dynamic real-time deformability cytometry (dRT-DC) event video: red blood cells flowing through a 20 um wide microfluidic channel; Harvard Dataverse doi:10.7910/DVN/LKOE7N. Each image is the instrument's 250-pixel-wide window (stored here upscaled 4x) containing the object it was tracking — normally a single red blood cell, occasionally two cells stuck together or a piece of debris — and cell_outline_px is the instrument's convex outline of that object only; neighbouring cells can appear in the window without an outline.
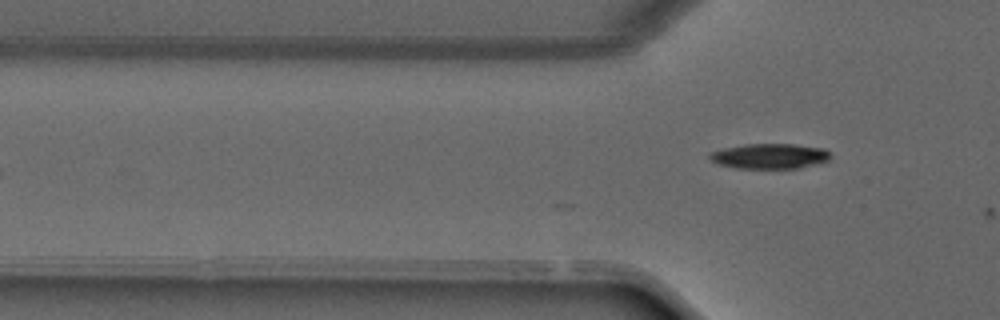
{"species": "common noctule bat (a hibernating species)", "species_latin": "Nyctalus noctula", "temperature_condition": "warm", "stored_images_in_passage": 7, "camera_frame_rate_fps": 3000, "um_per_image_px": 0.085, "animal": {"sex": "male", "forearm_length_mm": 52.5}, "frame": {"image": 1, "passage_image": 7, "time_ms": 2.0, "image_size_px": [1000, 320], "cell_outline_px": [[832, 156], [828, 160], [796, 168], [736, 168], [716, 164], [708, 156], [712, 152], [724, 148], [748, 144], [792, 144], [824, 148]], "centroid_in_image_um": [65.4, 13.27], "position_along_channel_um": 60.4, "area_um2": 17.46}}